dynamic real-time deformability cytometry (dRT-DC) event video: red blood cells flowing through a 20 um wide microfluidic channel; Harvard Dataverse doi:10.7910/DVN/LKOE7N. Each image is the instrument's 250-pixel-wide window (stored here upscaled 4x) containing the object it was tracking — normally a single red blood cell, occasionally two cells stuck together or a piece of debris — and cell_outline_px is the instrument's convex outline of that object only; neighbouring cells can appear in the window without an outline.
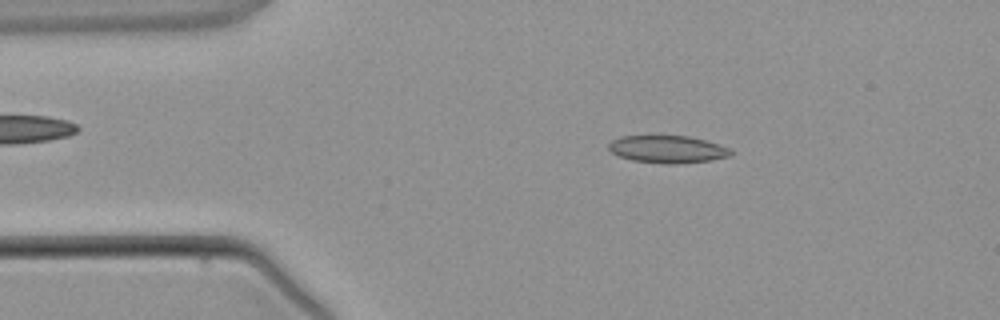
{"species": "common noctule bat (a hibernating species)", "species_latin": "Nyctalus noctula", "temperature_condition": "warm", "stored_images_in_passage": 2, "camera_frame_rate_fps": 3000, "um_per_image_px": 0.085, "animal": {"sex": "male", "body_mass_g": 21.5, "forearm_length_mm": 52.0}, "frame": {"image": 1, "passage_image": 1, "time_ms": 0.0, "image_size_px": [1000, 320], "cell_outline_px": [[736, 152], [732, 156], [712, 160], [676, 164], [664, 164], [632, 160], [620, 156], [612, 152], [608, 148], [608, 144], [612, 140], [620, 136], [688, 136], [720, 144], [732, 148]], "centroid_in_image_um": [56.82, 12.69], "position_along_channel_um": 28.2, "area_um2": 19.77}}